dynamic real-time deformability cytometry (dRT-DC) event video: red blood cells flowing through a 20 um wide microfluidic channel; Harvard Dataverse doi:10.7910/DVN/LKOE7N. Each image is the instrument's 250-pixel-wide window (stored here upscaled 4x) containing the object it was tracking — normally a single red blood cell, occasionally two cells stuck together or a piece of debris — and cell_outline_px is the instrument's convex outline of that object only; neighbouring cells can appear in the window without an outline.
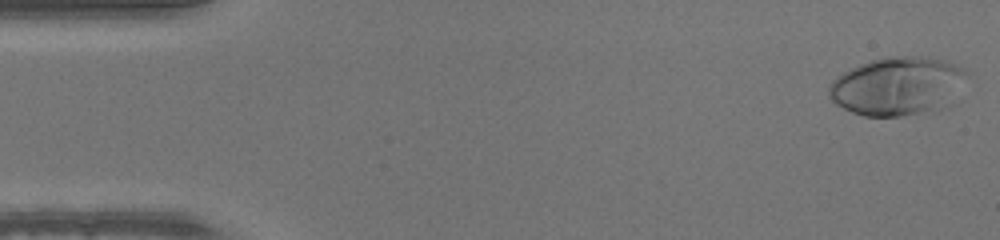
{"species": "human", "species_latin": "Homo sapiens", "temperature_condition": "warm", "stored_images_in_passage": 49, "camera_frame_rate_fps": 3000, "um_per_image_px": 0.085, "donor": {"sex": "male"}, "frame": {"image": 1, "passage_image": 1, "time_ms": 0.0, "image_size_px": [1000, 240], "cell_outline_px": [[972, 72], [960, 100], [956, 104], [948, 108], [900, 116], [864, 116], [852, 112], [836, 104], [828, 96], [828, 84], [836, 76], [860, 64], [872, 60], [888, 56], [928, 56], [944, 60], [956, 64]], "centroid_in_image_um": [76.46, 7.32], "position_along_channel_um": 8.5, "area_um2": 48.73}}
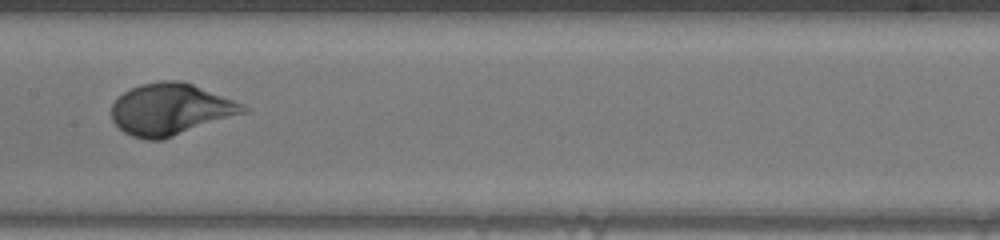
{"frame": {"image": 2, "passage_image": 24, "time_ms": 7.667, "image_size_px": [1000, 240], "cell_outline_px": [[248, 112], [160, 140], [144, 140], [132, 136], [124, 132], [112, 120], [112, 104], [124, 92], [140, 84], [160, 80], [180, 80], [192, 84], [244, 104], [248, 108]], "centroid_in_image_um": [14.5, 9.29], "position_along_channel_um": 192.9, "area_um2": 39.36}}
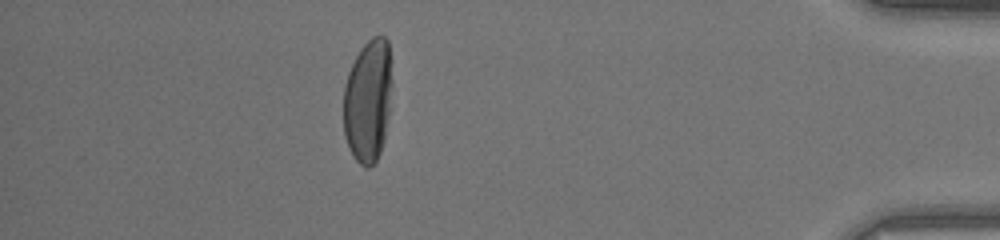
{"frame": {"image": 3, "passage_image": 43, "time_ms": 14.0, "image_size_px": [1000, 240], "cell_outline_px": [[392, 84], [388, 116], [384, 140], [380, 152], [376, 160], [368, 168], [360, 164], [352, 156], [344, 136], [344, 84], [348, 72], [360, 48], [372, 36], [384, 36], [388, 40], [392, 80]], "centroid_in_image_um": [31.27, 8.54], "position_along_channel_um": 403.9, "area_um2": 35.03}}